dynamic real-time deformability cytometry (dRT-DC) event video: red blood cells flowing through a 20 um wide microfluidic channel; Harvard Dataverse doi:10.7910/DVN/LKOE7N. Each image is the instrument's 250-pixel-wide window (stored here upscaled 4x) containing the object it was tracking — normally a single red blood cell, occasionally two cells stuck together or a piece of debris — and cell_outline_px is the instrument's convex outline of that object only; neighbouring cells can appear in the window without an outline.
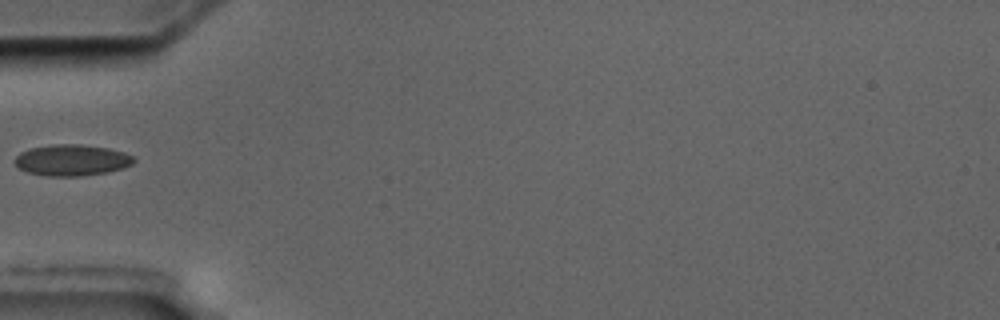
{"species": "common noctule bat (a hibernating species)", "species_latin": "Nyctalus noctula", "temperature_condition": "cold", "stored_images_in_passage": 3, "camera_frame_rate_fps": 3000, "um_per_image_px": 0.085, "animal": {"sex": "male", "body_mass_g": 17.5, "forearm_length_mm": 52.3}, "frame": {"image": 1, "passage_image": 2, "time_ms": 1.0, "image_size_px": [1000, 320], "cell_outline_px": [[136, 160], [132, 164], [124, 168], [108, 172], [80, 176], [48, 176], [28, 172], [20, 168], [12, 160], [20, 152], [28, 148], [52, 144], [80, 144], [108, 148], [124, 152], [132, 156]], "centroid_in_image_um": [6.09, 13.6], "position_along_channel_um": 78.9, "area_um2": 21.79}}
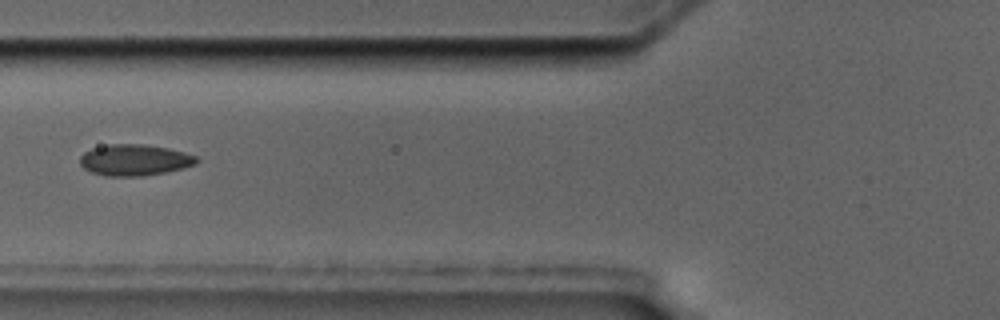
{"frame": {"image": 2, "passage_image": 3, "time_ms": 2.0, "image_size_px": [1000, 320], "cell_outline_px": [[200, 160], [196, 164], [184, 168], [144, 176], [104, 176], [92, 172], [84, 168], [80, 164], [80, 156], [84, 152], [92, 148], [108, 144], [144, 144], [168, 148], [184, 152], [196, 156]], "centroid_in_image_um": [11.44, 13.6], "position_along_channel_um": 114.4, "area_um2": 21.33}}